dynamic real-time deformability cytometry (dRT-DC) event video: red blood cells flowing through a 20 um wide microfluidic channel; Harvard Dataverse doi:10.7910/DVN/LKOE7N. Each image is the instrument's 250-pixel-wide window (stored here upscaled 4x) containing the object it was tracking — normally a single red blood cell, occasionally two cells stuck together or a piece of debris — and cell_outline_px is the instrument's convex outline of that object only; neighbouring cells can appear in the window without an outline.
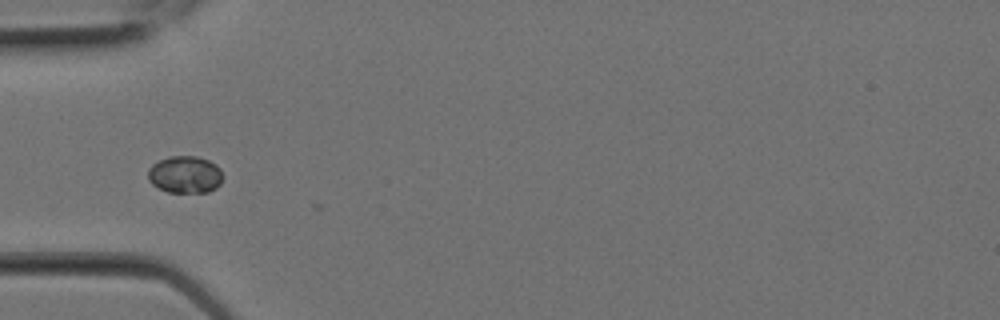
{"species": "Egyptian fruit bat (a non-hibernating species)", "species_latin": "Rousettus aegyptiacus", "temperature_condition": "room temperature", "stored_images_in_passage": 9, "camera_frame_rate_fps": 3000, "um_per_image_px": 0.085, "animal": {"sex": "female"}, "frame": {"image": 1, "passage_image": 8, "time_ms": 2.333, "image_size_px": [1000, 320], "cell_outline_px": [[224, 176], [220, 184], [216, 188], [208, 192], [168, 192], [152, 184], [148, 180], [148, 168], [152, 164], [160, 160], [172, 156], [196, 156], [208, 160], [216, 164], [220, 168]], "centroid_in_image_um": [15.75, 14.84], "position_along_channel_um": 69.2, "area_um2": 16.3}}
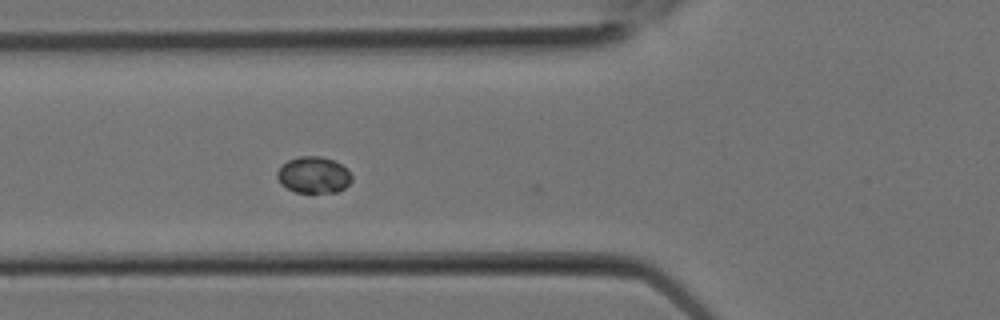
{"frame": {"image": 2, "passage_image": 9, "time_ms": 2.667, "image_size_px": [1000, 320], "cell_outline_px": [[352, 180], [344, 188], [336, 192], [296, 192], [280, 184], [276, 176], [276, 172], [280, 164], [288, 160], [300, 156], [320, 156], [332, 160], [348, 168], [352, 176]], "centroid_in_image_um": [26.63, 14.86], "position_along_channel_um": 99.2, "area_um2": 15.95}}